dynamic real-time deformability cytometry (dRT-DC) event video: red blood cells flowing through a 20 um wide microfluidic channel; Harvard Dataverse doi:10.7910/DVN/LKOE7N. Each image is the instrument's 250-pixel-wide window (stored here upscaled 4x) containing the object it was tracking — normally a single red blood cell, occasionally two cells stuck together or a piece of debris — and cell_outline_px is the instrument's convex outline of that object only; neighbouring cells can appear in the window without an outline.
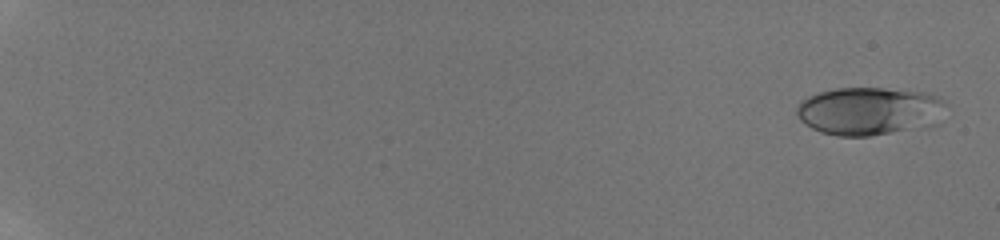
{"species": "human", "species_latin": "Homo sapiens", "temperature_condition": "room temperature", "stored_images_in_passage": 14, "camera_frame_rate_fps": 3000, "um_per_image_px": 0.085, "donor": {"sex": "male"}, "frame": {"image": 1, "passage_image": 2, "time_ms": 0.667, "image_size_px": [1000, 240], "cell_outline_px": [[948, 104], [904, 128], [888, 132], [868, 136], [836, 136], [820, 132], [804, 124], [796, 116], [796, 108], [800, 100], [808, 96], [820, 92], [836, 88], [884, 88], [924, 92], [940, 96]], "centroid_in_image_um": [73.57, 9.38], "position_along_channel_um": 11.4, "area_um2": 39.54}}
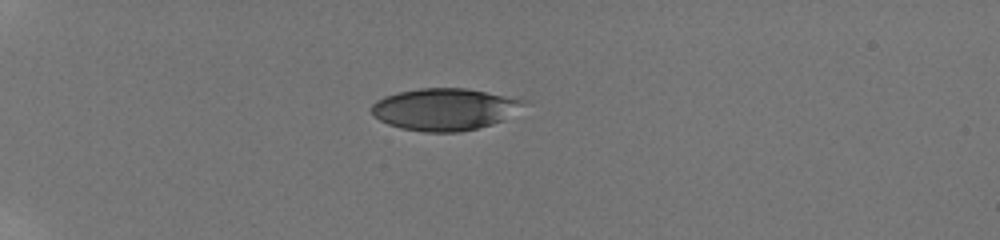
{"frame": {"image": 2, "passage_image": 9, "time_ms": 6.0, "image_size_px": [1000, 240], "cell_outline_px": [[528, 104], [504, 120], [492, 124], [460, 132], [424, 132], [400, 128], [388, 124], [380, 120], [372, 112], [372, 104], [376, 100], [384, 96], [396, 92], [420, 88], [464, 88], [528, 100]], "centroid_in_image_um": [37.81, 9.28], "position_along_channel_um": 47.2, "area_um2": 37.34}}
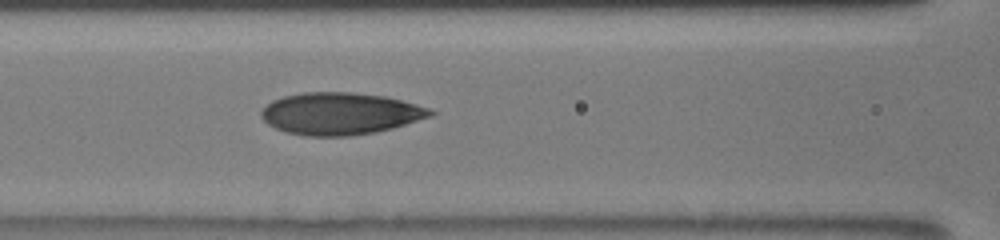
{"frame": {"image": 3, "passage_image": 14, "time_ms": 9.667, "image_size_px": [1000, 240], "cell_outline_px": [[436, 112], [432, 116], [392, 128], [376, 132], [352, 136], [304, 136], [284, 132], [268, 124], [260, 116], [260, 112], [272, 100], [284, 96], [304, 92], [352, 92], [384, 96], [416, 104], [428, 108]], "centroid_in_image_um": [28.9, 9.66], "position_along_channel_um": 137.7, "area_um2": 41.5}}